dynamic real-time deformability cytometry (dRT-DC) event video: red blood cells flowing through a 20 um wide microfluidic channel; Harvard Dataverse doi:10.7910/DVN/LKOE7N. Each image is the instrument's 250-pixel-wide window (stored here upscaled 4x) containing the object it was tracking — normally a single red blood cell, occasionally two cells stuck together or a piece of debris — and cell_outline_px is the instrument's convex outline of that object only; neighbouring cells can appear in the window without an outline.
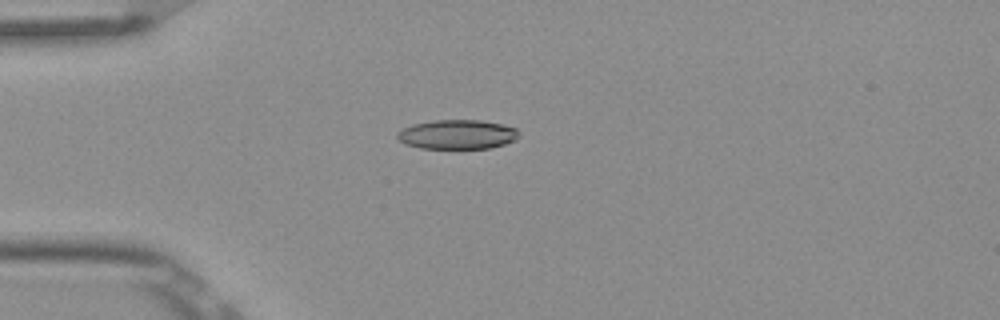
{"species": "Egyptian fruit bat (a non-hibernating species)", "species_latin": "Rousettus aegyptiacus", "temperature_condition": "room temperature", "stored_images_in_passage": 6, "camera_frame_rate_fps": 3000, "um_per_image_px": 0.085, "frame": {"image": 1, "passage_image": 3, "time_ms": 0.667, "image_size_px": [1000, 320], "cell_outline_px": [[520, 136], [516, 140], [492, 148], [420, 148], [404, 144], [396, 136], [396, 132], [412, 124], [432, 120], [480, 120], [500, 124], [516, 128], [520, 132]], "centroid_in_image_um": [38.87, 11.42], "position_along_channel_um": 46.1, "area_um2": 20.92}}
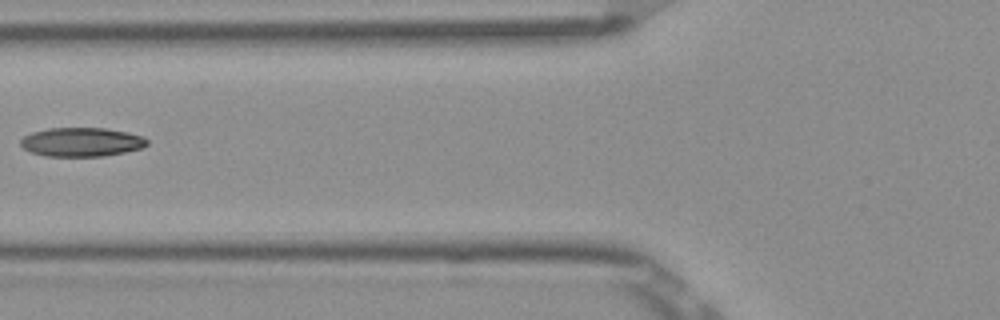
{"frame": {"image": 2, "passage_image": 5, "time_ms": 1.333, "image_size_px": [1000, 320], "cell_outline_px": [[148, 144], [140, 148], [124, 152], [104, 156], [44, 156], [28, 152], [20, 144], [20, 140], [24, 136], [32, 132], [48, 128], [104, 128], [128, 132], [144, 136], [148, 140]], "centroid_in_image_um": [6.91, 12.07], "position_along_channel_um": 118.9, "area_um2": 21.44}}
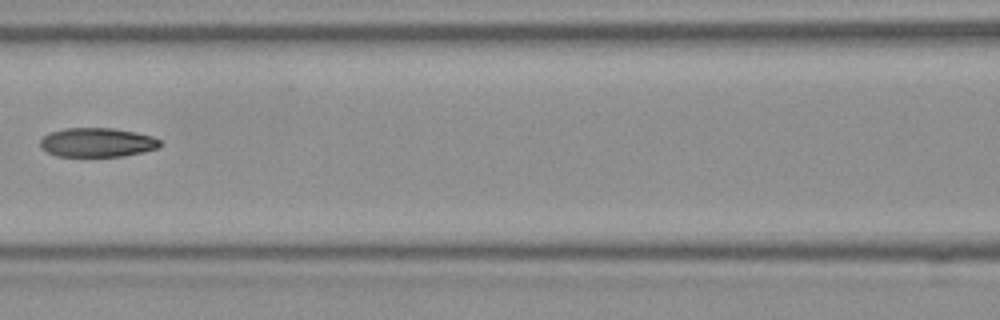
{"frame": {"image": 3, "passage_image": 6, "time_ms": 1.667, "image_size_px": [1000, 320], "cell_outline_px": [[164, 144], [160, 148], [144, 152], [124, 156], [56, 156], [40, 148], [40, 140], [44, 136], [52, 132], [64, 128], [112, 128], [136, 132], [152, 136], [160, 140]], "centroid_in_image_um": [8.31, 12.11], "position_along_channel_um": 158.3, "area_um2": 20.52}}